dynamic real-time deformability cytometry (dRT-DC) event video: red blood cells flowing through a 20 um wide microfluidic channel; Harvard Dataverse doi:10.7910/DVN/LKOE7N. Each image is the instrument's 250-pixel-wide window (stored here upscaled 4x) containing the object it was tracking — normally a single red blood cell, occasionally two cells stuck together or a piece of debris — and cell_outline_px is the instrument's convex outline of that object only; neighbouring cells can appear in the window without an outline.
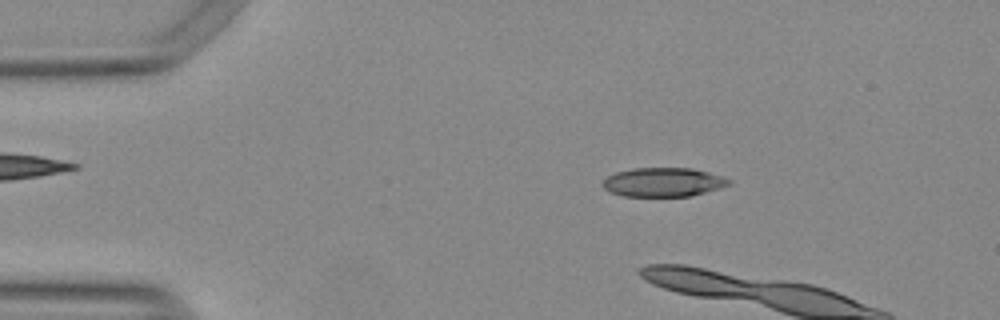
{"species": "Egyptian fruit bat (a non-hibernating species)", "species_latin": "Rousettus aegyptiacus", "temperature_condition": "warm", "stored_images_in_passage": 11, "camera_frame_rate_fps": 3000, "um_per_image_px": 0.085, "animal": {"sex": "female"}, "frame": {"image": 1, "passage_image": 8, "time_ms": 2.333, "image_size_px": [1000, 320], "cell_outline_px": [[732, 184], [720, 188], [692, 196], [624, 196], [608, 192], [604, 188], [604, 180], [608, 176], [616, 172], [632, 168], [692, 168], [708, 172], [732, 180]], "centroid_in_image_um": [56.4, 15.49], "position_along_channel_um": 28.6, "area_um2": 21.33}}